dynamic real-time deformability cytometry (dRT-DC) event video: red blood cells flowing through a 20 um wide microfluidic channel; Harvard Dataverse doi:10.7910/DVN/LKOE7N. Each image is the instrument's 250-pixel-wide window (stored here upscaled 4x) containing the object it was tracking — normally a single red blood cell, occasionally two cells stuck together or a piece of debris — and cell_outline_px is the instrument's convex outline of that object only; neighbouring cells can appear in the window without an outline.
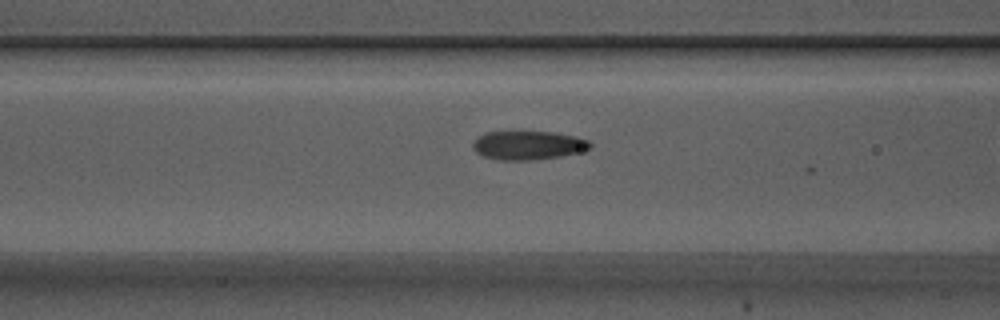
{"species": "Egyptian fruit bat (a non-hibernating species)", "species_latin": "Rousettus aegyptiacus", "temperature_condition": "warm", "stored_images_in_passage": 6, "camera_frame_rate_fps": 3000, "um_per_image_px": 0.085, "animal": {"sex": "male"}, "frame": {"image": 1, "passage_image": 5, "time_ms": 1.333, "image_size_px": [1000, 320], "cell_outline_px": [[592, 148], [560, 156], [532, 160], [500, 160], [484, 156], [476, 152], [472, 148], [472, 144], [484, 132], [556, 132], [576, 136], [588, 140], [592, 144]], "centroid_in_image_um": [44.9, 12.34], "position_along_channel_um": 121.7, "area_um2": 19.54}}